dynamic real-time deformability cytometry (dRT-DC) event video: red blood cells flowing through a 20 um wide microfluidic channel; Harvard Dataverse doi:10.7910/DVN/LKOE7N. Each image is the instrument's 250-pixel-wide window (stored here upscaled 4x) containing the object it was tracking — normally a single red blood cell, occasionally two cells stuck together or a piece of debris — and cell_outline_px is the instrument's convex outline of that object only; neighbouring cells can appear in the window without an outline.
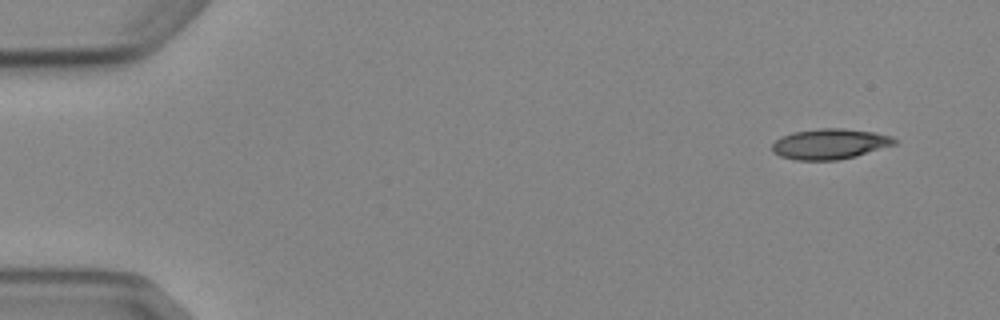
{"species": "Egyptian fruit bat (a non-hibernating species)", "species_latin": "Rousettus aegyptiacus", "temperature_condition": "cold", "stored_images_in_passage": 5, "camera_frame_rate_fps": 3000, "um_per_image_px": 0.085, "animal": {"sex": "female"}, "frame": {"image": 1, "passage_image": 1, "time_ms": 0.0, "image_size_px": [1000, 320], "cell_outline_px": [[900, 140], [896, 144], [856, 156], [836, 160], [796, 160], [780, 156], [772, 152], [772, 144], [780, 136], [792, 132], [820, 128], [844, 128], [876, 132], [892, 136]], "centroid_in_image_um": [70.55, 12.22], "position_along_channel_um": 14.4, "area_um2": 21.96}}
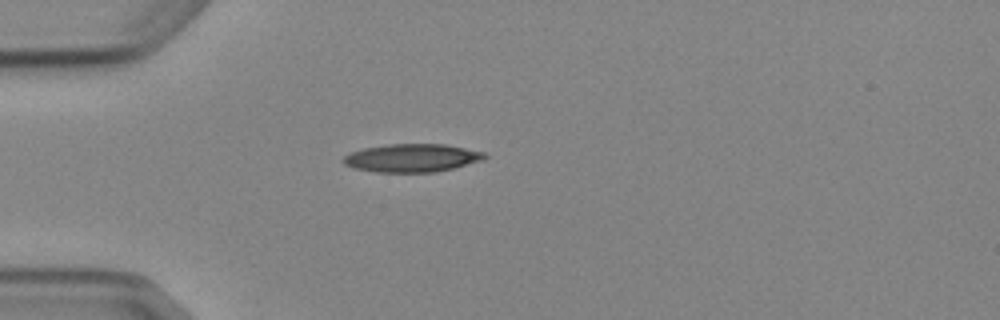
{"frame": {"image": 2, "passage_image": 4, "time_ms": 3.667, "image_size_px": [1000, 320], "cell_outline_px": [[488, 156], [484, 160], [436, 172], [376, 172], [352, 168], [344, 164], [340, 160], [344, 156], [352, 152], [364, 148], [388, 144], [444, 144], [484, 152]], "centroid_in_image_um": [34.99, 13.43], "position_along_channel_um": 50.0, "area_um2": 23.18}}